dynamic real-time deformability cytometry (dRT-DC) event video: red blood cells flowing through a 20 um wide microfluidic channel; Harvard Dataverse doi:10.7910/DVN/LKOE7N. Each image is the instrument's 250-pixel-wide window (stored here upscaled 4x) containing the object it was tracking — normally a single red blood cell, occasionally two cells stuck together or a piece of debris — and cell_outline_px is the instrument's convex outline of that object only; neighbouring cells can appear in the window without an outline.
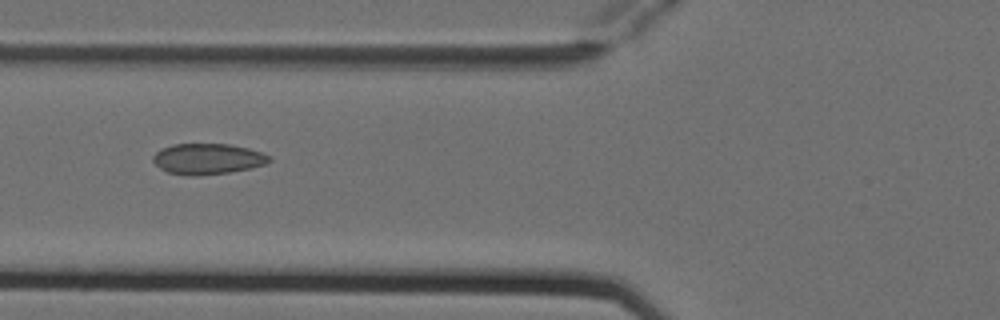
{"species": "Egyptian fruit bat (a non-hibernating species)", "species_latin": "Rousettus aegyptiacus", "temperature_condition": "cold", "stored_images_in_passage": 6, "camera_frame_rate_fps": 3000, "um_per_image_px": 0.085, "animal": {"sex": "female"}, "frame": {"image": 1, "passage_image": 3, "time_ms": 0.667, "image_size_px": [1000, 320], "cell_outline_px": [[272, 160], [264, 164], [252, 168], [228, 172], [196, 176], [192, 176], [168, 172], [160, 168], [152, 160], [152, 156], [160, 148], [172, 144], [228, 144], [248, 148], [260, 152], [268, 156]], "centroid_in_image_um": [17.61, 13.5], "position_along_channel_um": 108.2, "area_um2": 20.75}}
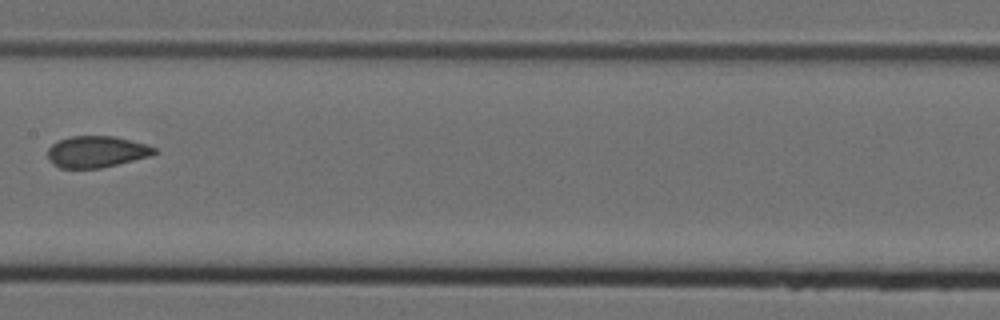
{"frame": {"image": 2, "passage_image": 5, "time_ms": 1.333, "image_size_px": [1000, 320], "cell_outline_px": [[156, 152], [152, 156], [100, 168], [60, 168], [52, 164], [48, 160], [48, 148], [52, 144], [60, 140], [72, 136], [112, 136], [144, 144], [156, 148]], "centroid_in_image_um": [8.17, 12.91], "position_along_channel_um": 199.2, "area_um2": 19.42}}
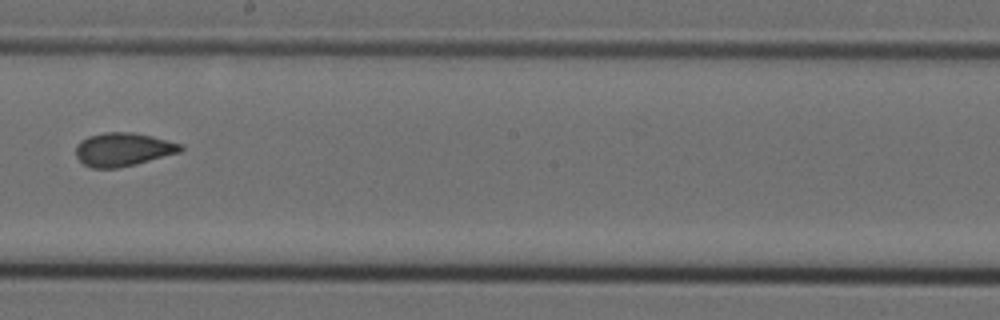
{"frame": {"image": 3, "passage_image": 6, "time_ms": 1.667, "image_size_px": [1000, 320], "cell_outline_px": [[184, 148], [180, 152], [136, 164], [116, 168], [92, 168], [84, 164], [76, 156], [76, 144], [80, 140], [88, 136], [104, 132], [132, 132], [152, 136], [184, 144]], "centroid_in_image_um": [10.46, 12.69], "position_along_channel_um": 237.7, "area_um2": 20.52}}